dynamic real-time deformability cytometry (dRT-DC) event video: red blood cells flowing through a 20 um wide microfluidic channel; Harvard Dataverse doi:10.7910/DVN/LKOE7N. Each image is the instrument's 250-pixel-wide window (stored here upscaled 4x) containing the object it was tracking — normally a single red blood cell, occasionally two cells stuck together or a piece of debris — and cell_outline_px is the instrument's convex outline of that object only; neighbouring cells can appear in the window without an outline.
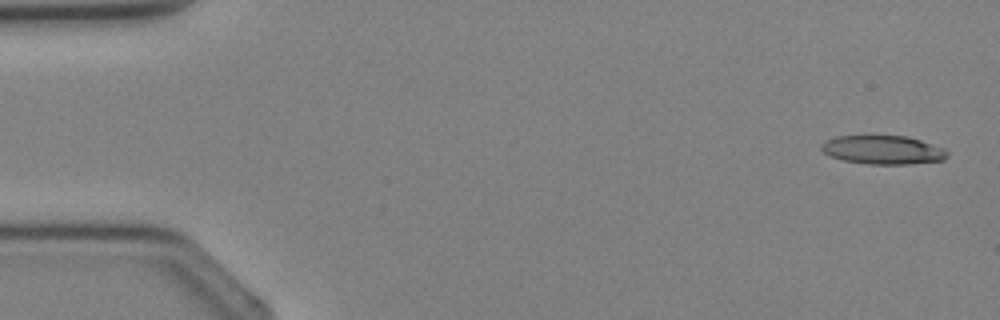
{"species": "Egyptian fruit bat (a non-hibernating species)", "species_latin": "Rousettus aegyptiacus", "temperature_condition": "cold", "stored_images_in_passage": 4, "segment_of_instrument_passage": [1, 2], "camera_frame_rate_fps": 3000, "um_per_image_px": 0.085, "animal": {"sex": "female"}, "frame": {"image": 1, "passage_image": 1, "time_ms": 0.0, "image_size_px": [1000, 320], "cell_outline_px": [[948, 156], [944, 160], [908, 164], [868, 164], [844, 160], [832, 156], [824, 152], [820, 148], [820, 144], [836, 136], [908, 136], [944, 148], [948, 152]], "centroid_in_image_um": [75.08, 12.74], "position_along_channel_um": 9.9, "area_um2": 20.92}}